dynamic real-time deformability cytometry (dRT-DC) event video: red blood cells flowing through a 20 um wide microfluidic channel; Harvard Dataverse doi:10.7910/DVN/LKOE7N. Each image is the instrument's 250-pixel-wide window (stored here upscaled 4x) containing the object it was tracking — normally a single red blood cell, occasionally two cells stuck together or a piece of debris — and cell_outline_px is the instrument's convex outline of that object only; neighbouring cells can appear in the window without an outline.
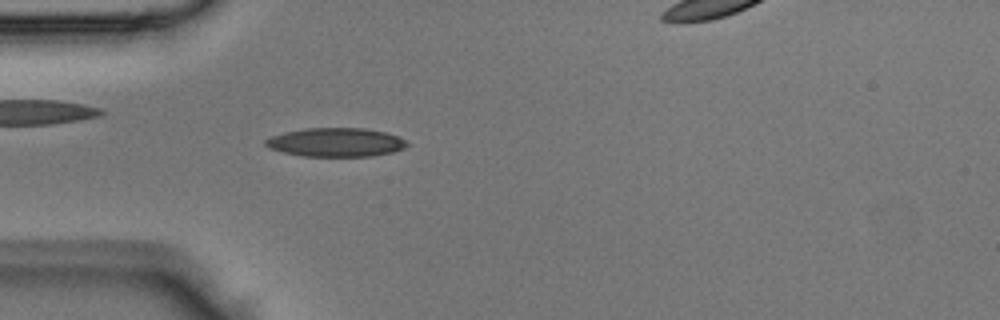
{"species": "Egyptian fruit bat (a non-hibernating species)", "species_latin": "Rousettus aegyptiacus", "temperature_condition": "room temperature", "stored_images_in_passage": 22, "camera_frame_rate_fps": 3000, "um_per_image_px": 0.085, "animal": {"sex": "male"}, "frame": {"image": 1, "passage_image": 4, "time_ms": 1.0, "image_size_px": [1000, 320], "cell_outline_px": [[408, 144], [404, 148], [392, 152], [372, 156], [304, 156], [284, 152], [268, 148], [264, 144], [264, 140], [272, 136], [284, 132], [304, 128], [364, 128], [384, 132], [400, 136]], "centroid_in_image_um": [28.53, 12.09], "position_along_channel_um": 56.5, "area_um2": 23.7}}
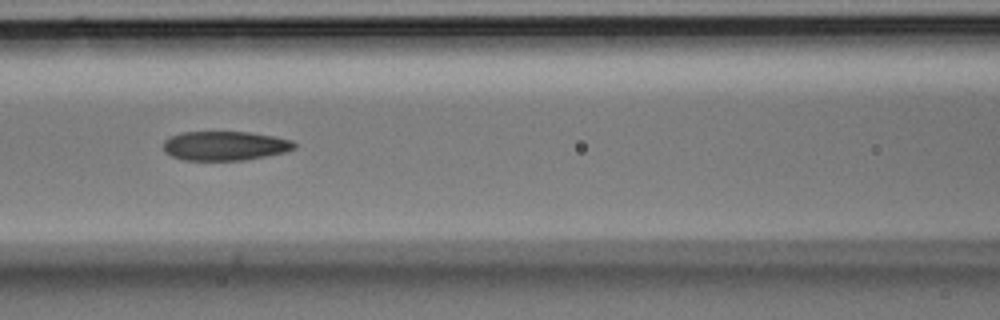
{"frame": {"image": 2, "passage_image": 10, "time_ms": 3.0, "image_size_px": [1000, 320], "cell_outline_px": [[296, 148], [284, 152], [244, 160], [184, 160], [172, 156], [164, 152], [164, 140], [168, 136], [184, 132], [248, 132], [272, 136], [292, 140], [296, 144]], "centroid_in_image_um": [19.09, 12.39], "position_along_channel_um": 147.5, "area_um2": 22.25}}
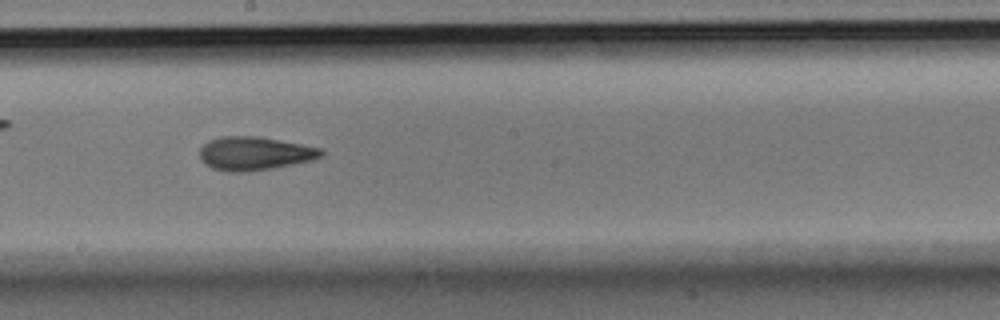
{"frame": {"image": 3, "passage_image": 15, "time_ms": 4.667, "image_size_px": [1000, 320], "cell_outline_px": [[324, 152], [320, 156], [312, 160], [272, 168], [248, 172], [228, 172], [212, 168], [200, 156], [200, 148], [208, 140], [220, 136], [256, 136], [300, 144], [320, 148]], "centroid_in_image_um": [21.61, 13.04], "position_along_channel_um": 226.6, "area_um2": 23.41}}